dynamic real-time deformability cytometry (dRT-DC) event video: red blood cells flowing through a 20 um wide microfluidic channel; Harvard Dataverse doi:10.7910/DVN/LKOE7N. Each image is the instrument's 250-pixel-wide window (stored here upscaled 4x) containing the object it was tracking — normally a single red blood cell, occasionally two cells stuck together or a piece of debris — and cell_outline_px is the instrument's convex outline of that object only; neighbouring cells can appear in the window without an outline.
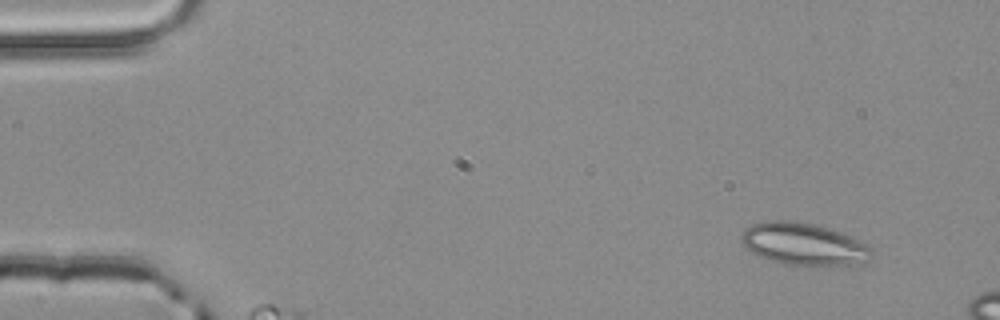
{"species": "common noctule bat (a hibernating species)", "species_latin": "Nyctalus noctula", "temperature_condition": "room temperature", "stored_images_in_passage": 3, "camera_frame_rate_fps": 3000, "um_per_image_px": 0.085, "animal": {"sex": "male", "body_mass_g": 20.4}, "frame": {"image": 1, "passage_image": 1, "time_ms": 0.0, "image_size_px": [1000, 320], "cell_outline_px": [[872, 252], [868, 264], [840, 268], [824, 268], [784, 264], [748, 252], [744, 248], [740, 240], [740, 236], [744, 228], [752, 224], [764, 220], [788, 220], [812, 224], [828, 228], [852, 236], [868, 244], [872, 248]], "centroid_in_image_um": [68.38, 20.8], "position_along_channel_um": 16.6, "area_um2": 33.64}}